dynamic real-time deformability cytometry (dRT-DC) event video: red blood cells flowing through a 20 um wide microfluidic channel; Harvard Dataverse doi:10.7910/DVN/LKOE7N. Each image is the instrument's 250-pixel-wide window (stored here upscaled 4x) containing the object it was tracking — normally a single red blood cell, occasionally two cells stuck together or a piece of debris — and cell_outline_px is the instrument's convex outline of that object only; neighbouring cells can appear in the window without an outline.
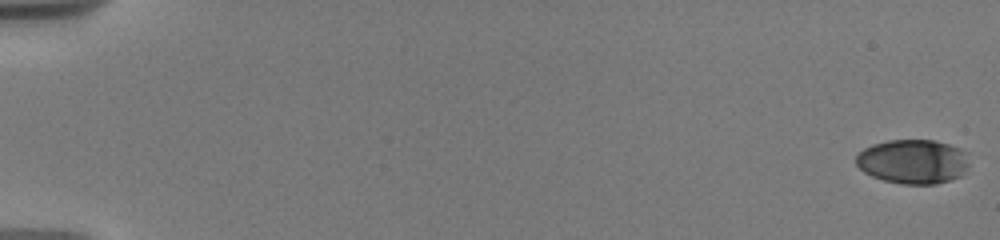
{"species": "human", "species_latin": "Homo sapiens", "temperature_condition": "warm", "stored_images_in_passage": 29, "camera_frame_rate_fps": 3000, "um_per_image_px": 0.085, "donor": {"sex": "male"}, "frame": {"image": 1, "passage_image": 1, "time_ms": 0.0, "image_size_px": [1000, 240], "cell_outline_px": [[968, 164], [960, 176], [936, 184], [900, 184], [884, 180], [872, 176], [864, 172], [856, 164], [856, 156], [864, 148], [872, 144], [888, 140], [932, 140], [948, 144], [960, 148], [968, 152]], "centroid_in_image_um": [77.6, 13.72], "position_along_channel_um": 7.4, "area_um2": 29.25}}
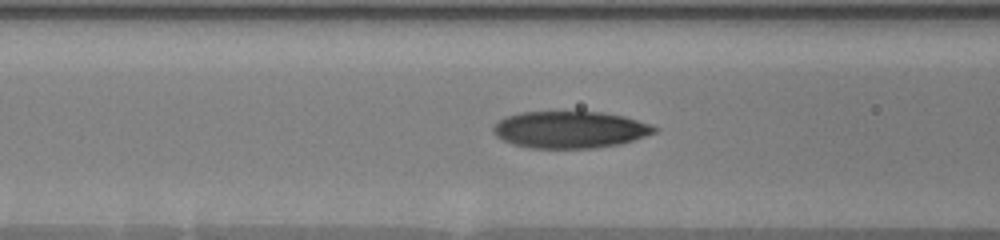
{"frame": {"image": 2, "passage_image": 25, "time_ms": 8.0, "image_size_px": [1000, 240], "cell_outline_px": [[660, 128], [656, 132], [620, 144], [592, 148], [528, 148], [512, 144], [496, 136], [492, 132], [492, 128], [504, 116], [520, 112], [604, 112], [624, 116], [652, 124]], "centroid_in_image_um": [48.45, 11.02], "position_along_channel_um": 118.2, "area_um2": 34.8}}
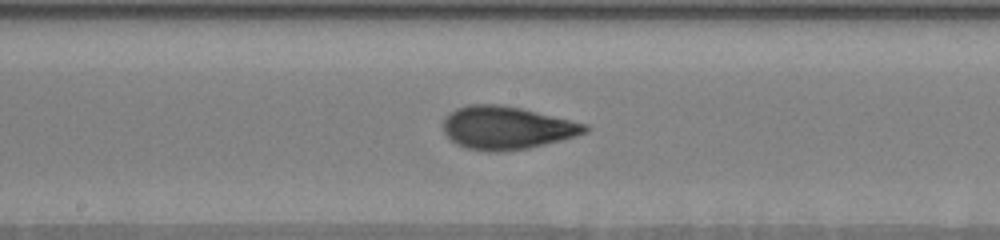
{"frame": {"image": 3, "passage_image": 29, "time_ms": 10.333, "image_size_px": [1000, 240], "cell_outline_px": [[588, 132], [576, 136], [528, 148], [496, 152], [464, 148], [456, 144], [444, 132], [444, 120], [456, 108], [468, 104], [500, 104], [520, 108], [588, 124]], "centroid_in_image_um": [43.07, 10.86], "position_along_channel_um": 205.1, "area_um2": 35.2}}